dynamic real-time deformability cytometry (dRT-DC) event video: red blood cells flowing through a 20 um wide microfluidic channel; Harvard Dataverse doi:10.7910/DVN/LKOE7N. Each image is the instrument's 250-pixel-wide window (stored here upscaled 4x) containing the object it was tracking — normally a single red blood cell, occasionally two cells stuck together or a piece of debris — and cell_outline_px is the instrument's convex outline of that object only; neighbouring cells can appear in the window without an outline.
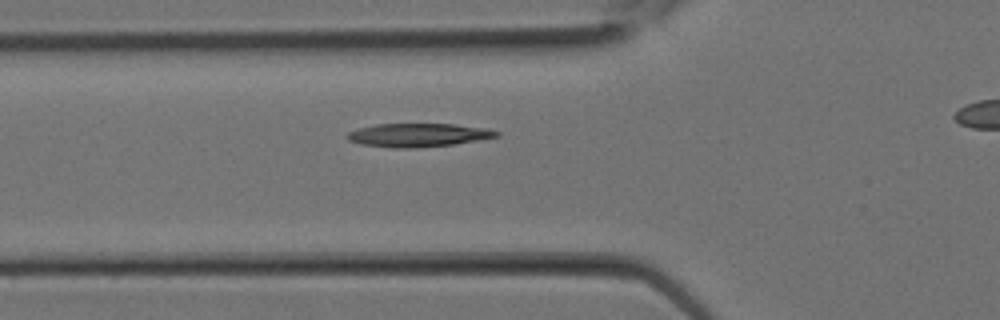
{"species": "Egyptian fruit bat (a non-hibernating species)", "species_latin": "Rousettus aegyptiacus", "temperature_condition": "room temperature", "stored_images_in_passage": 12, "segment_of_instrument_passage": [1, 2], "camera_frame_rate_fps": 3000, "um_per_image_px": 0.085, "animal": {"sex": "female"}, "frame": {"image": 1, "passage_image": 3, "time_ms": 0.667, "image_size_px": [1000, 320], "cell_outline_px": [[500, 136], [452, 144], [416, 148], [392, 148], [360, 144], [348, 140], [344, 136], [348, 132], [360, 128], [376, 124], [452, 124], [488, 128], [500, 132]], "centroid_in_image_um": [35.52, 11.48], "position_along_channel_um": 90.3, "area_um2": 20.4}}
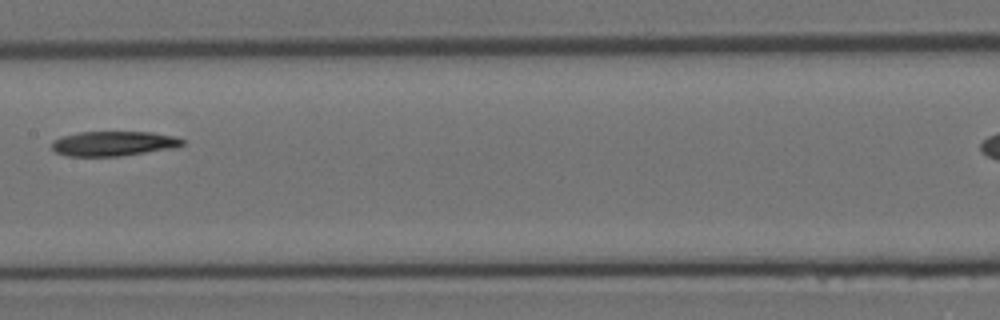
{"frame": {"image": 2, "passage_image": 7, "time_ms": 2.0, "image_size_px": [1000, 320], "cell_outline_px": [[184, 144], [176, 148], [120, 156], [68, 156], [56, 152], [52, 148], [52, 140], [64, 136], [80, 132], [152, 132], [176, 136], [184, 140]], "centroid_in_image_um": [9.69, 12.2], "position_along_channel_um": 197.7, "area_um2": 18.9}}
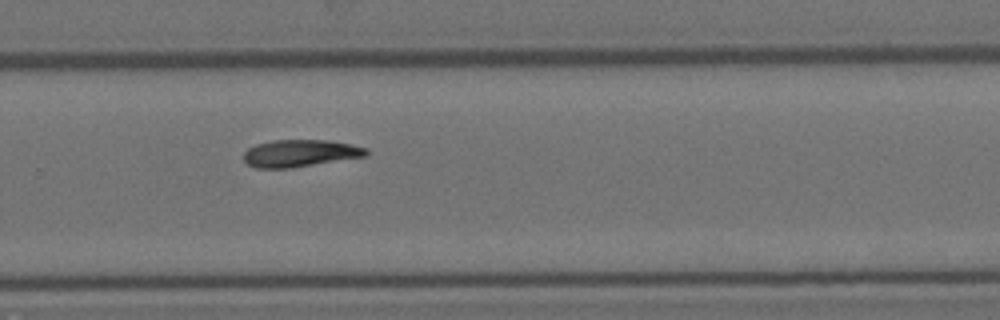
{"frame": {"image": 3, "passage_image": 11, "time_ms": 3.333, "image_size_px": [1000, 320], "cell_outline_px": [[368, 156], [292, 168], [256, 168], [248, 164], [244, 160], [244, 152], [248, 148], [256, 144], [272, 140], [328, 140], [352, 144], [368, 148]], "centroid_in_image_um": [25.54, 13.02], "position_along_channel_um": 304.3, "area_um2": 19.59}}